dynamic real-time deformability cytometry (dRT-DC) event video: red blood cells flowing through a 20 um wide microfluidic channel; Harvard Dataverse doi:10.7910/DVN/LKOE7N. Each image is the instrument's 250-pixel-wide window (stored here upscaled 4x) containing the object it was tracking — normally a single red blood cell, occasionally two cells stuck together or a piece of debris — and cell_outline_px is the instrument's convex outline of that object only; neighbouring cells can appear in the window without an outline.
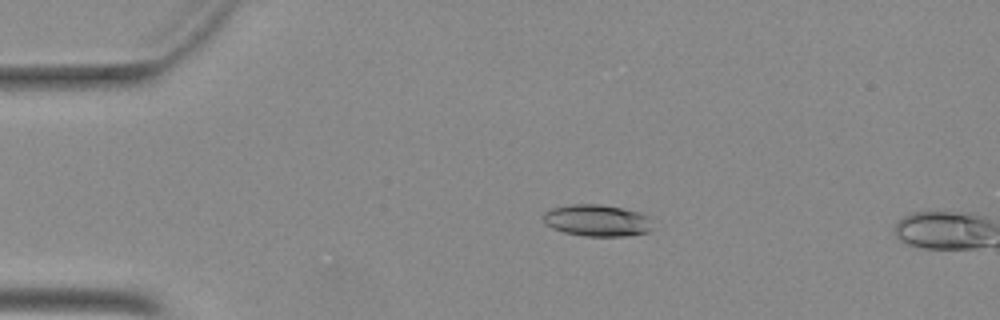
{"species": "Egyptian fruit bat (a non-hibernating species)", "species_latin": "Rousettus aegyptiacus", "temperature_condition": "warm", "stored_images_in_passage": 4, "camera_frame_rate_fps": 3000, "um_per_image_px": 0.085, "animal": {"sex": "female"}, "frame": {"image": 1, "passage_image": 3, "time_ms": 0.667, "image_size_px": [1000, 320], "cell_outline_px": [[652, 228], [648, 232], [624, 236], [584, 236], [564, 232], [552, 228], [544, 224], [540, 216], [544, 212], [552, 208], [572, 204], [600, 204], [624, 208], [640, 212], [648, 216]], "centroid_in_image_um": [50.7, 18.73], "position_along_channel_um": 34.3, "area_um2": 20.46}}